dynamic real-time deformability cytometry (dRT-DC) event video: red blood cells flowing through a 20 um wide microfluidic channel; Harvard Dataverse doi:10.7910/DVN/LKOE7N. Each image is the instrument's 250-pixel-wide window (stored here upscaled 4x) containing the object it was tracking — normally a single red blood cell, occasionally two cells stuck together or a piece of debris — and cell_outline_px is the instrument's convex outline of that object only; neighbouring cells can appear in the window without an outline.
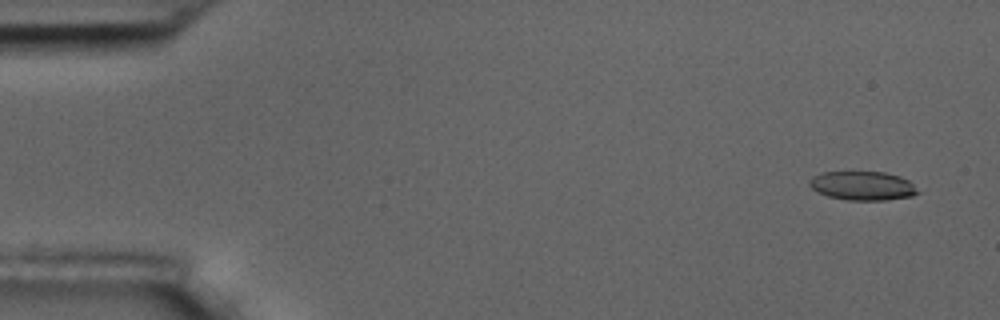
{"species": "common noctule bat (a hibernating species)", "species_latin": "Nyctalus noctula", "temperature_condition": "room temperature", "stored_images_in_passage": 7, "camera_frame_rate_fps": 3000, "um_per_image_px": 0.085, "animal": {"sex": "male", "body_mass_g": 17.5, "forearm_length_mm": 52.3}, "frame": {"image": 1, "passage_image": 1, "time_ms": 0.0, "image_size_px": [1000, 320], "cell_outline_px": [[920, 192], [912, 196], [888, 200], [848, 200], [828, 196], [816, 192], [808, 184], [808, 180], [812, 176], [824, 172], [884, 172], [900, 176], [908, 180]], "centroid_in_image_um": [73.3, 15.79], "position_along_channel_um": 11.7, "area_um2": 18.32}}
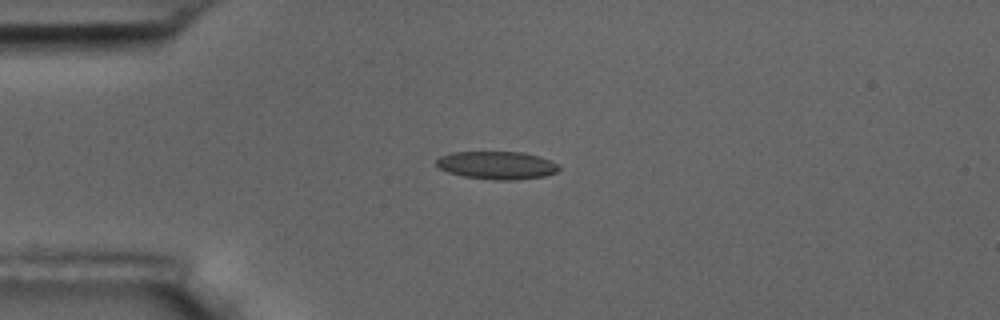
{"frame": {"image": 2, "passage_image": 4, "time_ms": 3.667, "image_size_px": [1000, 320], "cell_outline_px": [[560, 168], [556, 172], [544, 176], [512, 180], [492, 180], [464, 176], [448, 172], [440, 168], [436, 164], [436, 160], [440, 156], [452, 152], [524, 152], [540, 156], [560, 164]], "centroid_in_image_um": [42.26, 14.04], "position_along_channel_um": 42.7, "area_um2": 20.0}}